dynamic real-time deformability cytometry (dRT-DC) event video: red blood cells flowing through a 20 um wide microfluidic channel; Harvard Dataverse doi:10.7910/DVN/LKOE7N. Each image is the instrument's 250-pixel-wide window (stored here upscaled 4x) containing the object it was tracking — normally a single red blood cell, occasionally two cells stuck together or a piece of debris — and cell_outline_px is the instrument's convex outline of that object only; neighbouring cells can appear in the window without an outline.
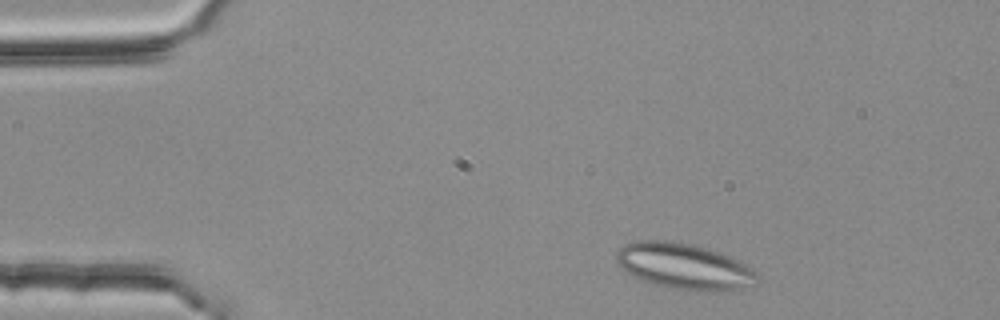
{"species": "common noctule bat (a hibernating species)", "species_latin": "Nyctalus noctula", "temperature_condition": "room temperature", "stored_images_in_passage": 3, "camera_frame_rate_fps": 3000, "um_per_image_px": 0.085, "animal": {"sex": "female", "body_mass_g": 25.1}, "frame": {"image": 1, "passage_image": 1, "time_ms": 0.0, "image_size_px": [1000, 320], "cell_outline_px": [[760, 280], [752, 288], [740, 292], [704, 292], [676, 288], [656, 284], [644, 280], [628, 272], [616, 260], [616, 252], [624, 244], [636, 240], [672, 240], [692, 244], [708, 248], [732, 256], [740, 260], [752, 268], [760, 276]], "centroid_in_image_um": [58.32, 22.65], "position_along_channel_um": 26.7, "area_um2": 38.55}}